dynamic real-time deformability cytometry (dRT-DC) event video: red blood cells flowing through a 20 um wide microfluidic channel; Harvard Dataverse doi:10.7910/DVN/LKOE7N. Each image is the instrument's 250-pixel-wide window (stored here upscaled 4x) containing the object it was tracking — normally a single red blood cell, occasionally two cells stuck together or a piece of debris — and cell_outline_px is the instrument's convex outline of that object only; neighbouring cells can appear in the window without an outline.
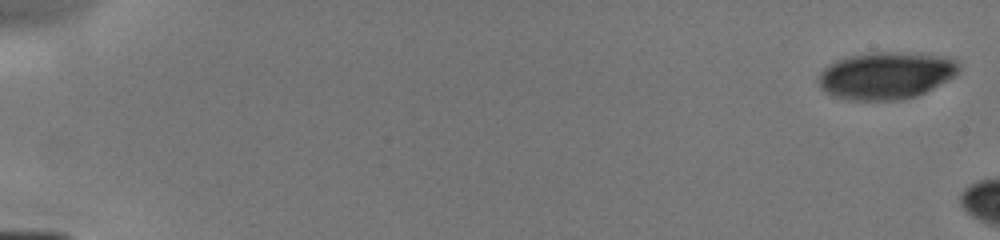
{"species": "human", "species_latin": "Homo sapiens", "temperature_condition": "cold", "stored_images_in_passage": 6, "camera_frame_rate_fps": 3000, "um_per_image_px": 0.085, "donor": {"sex": "male"}, "frame": {"image": 1, "passage_image": 1, "time_ms": 0.0, "image_size_px": [1000, 240], "cell_outline_px": [[960, 72], [956, 76], [916, 96], [900, 100], [848, 100], [832, 96], [824, 92], [820, 88], [820, 72], [828, 64], [836, 60], [852, 56], [872, 52], [900, 52], [948, 56], [960, 60]], "centroid_in_image_um": [75.36, 6.41], "position_along_channel_um": 9.6, "area_um2": 38.96}}